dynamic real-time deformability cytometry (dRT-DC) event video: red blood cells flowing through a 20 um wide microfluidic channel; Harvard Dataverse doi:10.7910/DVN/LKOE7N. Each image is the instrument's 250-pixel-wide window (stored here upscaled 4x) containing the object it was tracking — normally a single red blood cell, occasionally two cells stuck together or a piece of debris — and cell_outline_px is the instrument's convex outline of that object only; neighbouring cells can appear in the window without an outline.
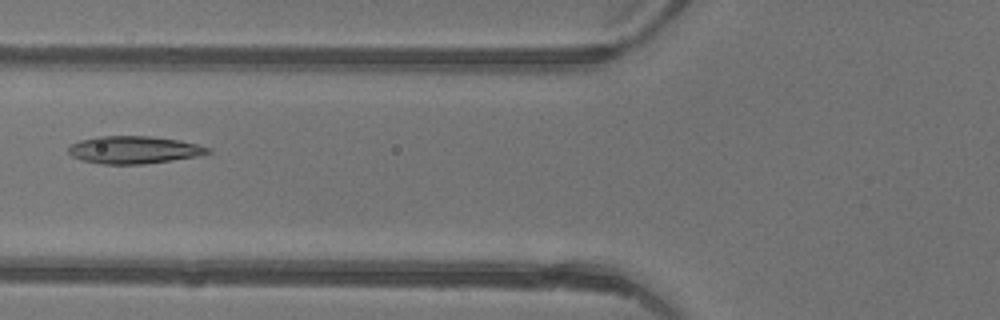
{"species": "common noctule bat (a hibernating species)", "species_latin": "Nyctalus noctula", "temperature_condition": "warm", "stored_images_in_passage": 5, "camera_frame_rate_fps": 3000, "um_per_image_px": 0.085, "animal": {"sex": "female"}, "frame": {"image": 1, "passage_image": 4, "time_ms": 1.0, "image_size_px": [1000, 320], "cell_outline_px": [[212, 152], [196, 156], [172, 160], [144, 164], [104, 164], [80, 160], [72, 156], [68, 152], [68, 148], [72, 144], [80, 140], [96, 136], [152, 136], [180, 140], [212, 148]], "centroid_in_image_um": [11.38, 12.73], "position_along_channel_um": 114.4, "area_um2": 22.43}}
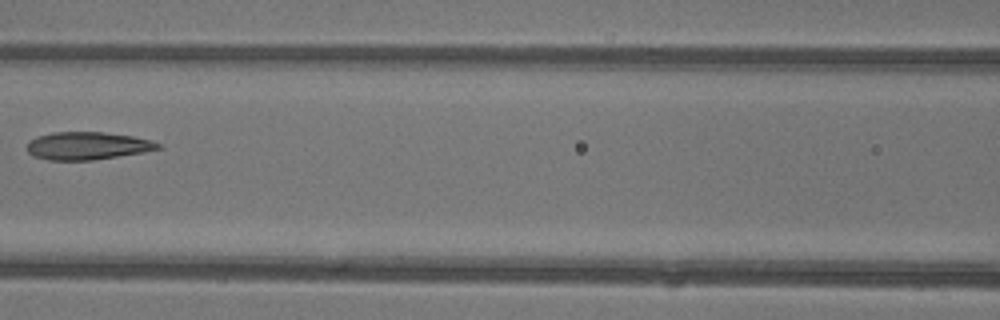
{"frame": {"image": 2, "passage_image": 5, "time_ms": 1.333, "image_size_px": [1000, 320], "cell_outline_px": [[164, 148], [144, 152], [92, 160], [48, 160], [32, 156], [28, 152], [28, 140], [36, 136], [52, 132], [104, 132], [132, 136], [152, 140], [160, 144]], "centroid_in_image_um": [7.43, 12.39], "position_along_channel_um": 159.2, "area_um2": 21.33}}